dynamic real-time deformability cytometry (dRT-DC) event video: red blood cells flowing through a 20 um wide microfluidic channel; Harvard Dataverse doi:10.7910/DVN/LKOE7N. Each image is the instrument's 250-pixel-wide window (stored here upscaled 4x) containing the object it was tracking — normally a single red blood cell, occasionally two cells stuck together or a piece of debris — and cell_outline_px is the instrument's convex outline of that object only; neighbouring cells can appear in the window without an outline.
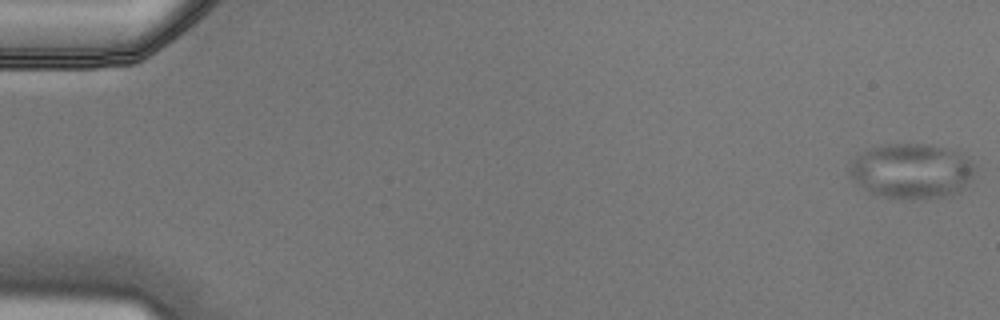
{"species": "Egyptian fruit bat (a non-hibernating species)", "species_latin": "Rousettus aegyptiacus", "temperature_condition": "cold", "stored_images_in_passage": 5, "camera_frame_rate_fps": 3000, "um_per_image_px": 0.085, "animal": {"sex": "male"}, "frame": {"image": 1, "passage_image": 1, "time_ms": 0.0, "image_size_px": [1000, 320], "cell_outline_px": [[976, 168], [972, 180], [960, 192], [944, 196], [880, 196], [868, 192], [848, 176], [848, 168], [852, 160], [856, 156], [864, 152], [888, 144], [928, 144], [960, 152], [968, 156]], "centroid_in_image_um": [77.51, 14.51], "position_along_channel_um": 7.5, "area_um2": 39.65}}